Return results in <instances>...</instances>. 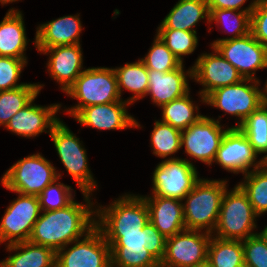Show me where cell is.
<instances>
[{
	"label": "cell",
	"mask_w": 267,
	"mask_h": 267,
	"mask_svg": "<svg viewBox=\"0 0 267 267\" xmlns=\"http://www.w3.org/2000/svg\"><path fill=\"white\" fill-rule=\"evenodd\" d=\"M22 11L11 8L0 22V57L27 59L28 42Z\"/></svg>",
	"instance_id": "cell-23"
},
{
	"label": "cell",
	"mask_w": 267,
	"mask_h": 267,
	"mask_svg": "<svg viewBox=\"0 0 267 267\" xmlns=\"http://www.w3.org/2000/svg\"><path fill=\"white\" fill-rule=\"evenodd\" d=\"M120 96L122 91L132 92V96L127 99L131 105L142 99L148 92V69L141 59L133 63H125L124 66L113 68Z\"/></svg>",
	"instance_id": "cell-27"
},
{
	"label": "cell",
	"mask_w": 267,
	"mask_h": 267,
	"mask_svg": "<svg viewBox=\"0 0 267 267\" xmlns=\"http://www.w3.org/2000/svg\"><path fill=\"white\" fill-rule=\"evenodd\" d=\"M247 0H207L209 9H231L237 11H246L252 13L253 9L256 7L258 0H252V2L246 8H242V5Z\"/></svg>",
	"instance_id": "cell-42"
},
{
	"label": "cell",
	"mask_w": 267,
	"mask_h": 267,
	"mask_svg": "<svg viewBox=\"0 0 267 267\" xmlns=\"http://www.w3.org/2000/svg\"><path fill=\"white\" fill-rule=\"evenodd\" d=\"M58 181L59 178L48 185L43 192L37 196L41 211L65 208L75 199V194H72L74 189Z\"/></svg>",
	"instance_id": "cell-38"
},
{
	"label": "cell",
	"mask_w": 267,
	"mask_h": 267,
	"mask_svg": "<svg viewBox=\"0 0 267 267\" xmlns=\"http://www.w3.org/2000/svg\"><path fill=\"white\" fill-rule=\"evenodd\" d=\"M209 24L215 22L216 25L226 28L233 36L220 38L213 42H224L229 39H236L250 33L251 14L246 11L231 9H209Z\"/></svg>",
	"instance_id": "cell-32"
},
{
	"label": "cell",
	"mask_w": 267,
	"mask_h": 267,
	"mask_svg": "<svg viewBox=\"0 0 267 267\" xmlns=\"http://www.w3.org/2000/svg\"><path fill=\"white\" fill-rule=\"evenodd\" d=\"M257 157L246 135L238 127H230L222 138L213 162L228 172L245 175L251 167L254 170L265 164L262 158L257 161Z\"/></svg>",
	"instance_id": "cell-16"
},
{
	"label": "cell",
	"mask_w": 267,
	"mask_h": 267,
	"mask_svg": "<svg viewBox=\"0 0 267 267\" xmlns=\"http://www.w3.org/2000/svg\"><path fill=\"white\" fill-rule=\"evenodd\" d=\"M44 85L27 83L24 86L0 91V126L6 127L10 119L38 94Z\"/></svg>",
	"instance_id": "cell-28"
},
{
	"label": "cell",
	"mask_w": 267,
	"mask_h": 267,
	"mask_svg": "<svg viewBox=\"0 0 267 267\" xmlns=\"http://www.w3.org/2000/svg\"><path fill=\"white\" fill-rule=\"evenodd\" d=\"M257 154L267 161V105L262 104L239 127Z\"/></svg>",
	"instance_id": "cell-33"
},
{
	"label": "cell",
	"mask_w": 267,
	"mask_h": 267,
	"mask_svg": "<svg viewBox=\"0 0 267 267\" xmlns=\"http://www.w3.org/2000/svg\"><path fill=\"white\" fill-rule=\"evenodd\" d=\"M65 93L78 100V104L66 108L71 117L84 107L122 101L114 69L108 67L85 69Z\"/></svg>",
	"instance_id": "cell-4"
},
{
	"label": "cell",
	"mask_w": 267,
	"mask_h": 267,
	"mask_svg": "<svg viewBox=\"0 0 267 267\" xmlns=\"http://www.w3.org/2000/svg\"><path fill=\"white\" fill-rule=\"evenodd\" d=\"M247 195L254 212L261 216L267 212V165L261 168L250 169L244 175V181L237 184Z\"/></svg>",
	"instance_id": "cell-31"
},
{
	"label": "cell",
	"mask_w": 267,
	"mask_h": 267,
	"mask_svg": "<svg viewBox=\"0 0 267 267\" xmlns=\"http://www.w3.org/2000/svg\"><path fill=\"white\" fill-rule=\"evenodd\" d=\"M145 199L149 221L165 237L185 230L183 201L160 196H143Z\"/></svg>",
	"instance_id": "cell-22"
},
{
	"label": "cell",
	"mask_w": 267,
	"mask_h": 267,
	"mask_svg": "<svg viewBox=\"0 0 267 267\" xmlns=\"http://www.w3.org/2000/svg\"><path fill=\"white\" fill-rule=\"evenodd\" d=\"M195 267H211L207 262L201 265H197Z\"/></svg>",
	"instance_id": "cell-46"
},
{
	"label": "cell",
	"mask_w": 267,
	"mask_h": 267,
	"mask_svg": "<svg viewBox=\"0 0 267 267\" xmlns=\"http://www.w3.org/2000/svg\"><path fill=\"white\" fill-rule=\"evenodd\" d=\"M59 158L68 174L78 185L82 193H89L97 189V182L88 166V157L82 141L59 120L49 134Z\"/></svg>",
	"instance_id": "cell-7"
},
{
	"label": "cell",
	"mask_w": 267,
	"mask_h": 267,
	"mask_svg": "<svg viewBox=\"0 0 267 267\" xmlns=\"http://www.w3.org/2000/svg\"><path fill=\"white\" fill-rule=\"evenodd\" d=\"M207 263L211 267H241L244 263L243 241L211 236Z\"/></svg>",
	"instance_id": "cell-29"
},
{
	"label": "cell",
	"mask_w": 267,
	"mask_h": 267,
	"mask_svg": "<svg viewBox=\"0 0 267 267\" xmlns=\"http://www.w3.org/2000/svg\"><path fill=\"white\" fill-rule=\"evenodd\" d=\"M73 243L56 252V267H111L110 246L96 226Z\"/></svg>",
	"instance_id": "cell-12"
},
{
	"label": "cell",
	"mask_w": 267,
	"mask_h": 267,
	"mask_svg": "<svg viewBox=\"0 0 267 267\" xmlns=\"http://www.w3.org/2000/svg\"><path fill=\"white\" fill-rule=\"evenodd\" d=\"M141 60L147 69L160 72L172 71L182 64L157 34L148 53Z\"/></svg>",
	"instance_id": "cell-37"
},
{
	"label": "cell",
	"mask_w": 267,
	"mask_h": 267,
	"mask_svg": "<svg viewBox=\"0 0 267 267\" xmlns=\"http://www.w3.org/2000/svg\"><path fill=\"white\" fill-rule=\"evenodd\" d=\"M226 180L201 178L183 199L184 224L188 230L213 234L220 213ZM206 229V230H205Z\"/></svg>",
	"instance_id": "cell-2"
},
{
	"label": "cell",
	"mask_w": 267,
	"mask_h": 267,
	"mask_svg": "<svg viewBox=\"0 0 267 267\" xmlns=\"http://www.w3.org/2000/svg\"><path fill=\"white\" fill-rule=\"evenodd\" d=\"M36 98L37 96L10 119L6 130L24 138L36 137L43 132L51 133L54 125L60 120L56 114L60 112L61 104L36 105Z\"/></svg>",
	"instance_id": "cell-18"
},
{
	"label": "cell",
	"mask_w": 267,
	"mask_h": 267,
	"mask_svg": "<svg viewBox=\"0 0 267 267\" xmlns=\"http://www.w3.org/2000/svg\"><path fill=\"white\" fill-rule=\"evenodd\" d=\"M258 234L267 242V226Z\"/></svg>",
	"instance_id": "cell-44"
},
{
	"label": "cell",
	"mask_w": 267,
	"mask_h": 267,
	"mask_svg": "<svg viewBox=\"0 0 267 267\" xmlns=\"http://www.w3.org/2000/svg\"><path fill=\"white\" fill-rule=\"evenodd\" d=\"M211 49L212 53H202L192 66V80L203 87L199 91L202 103H205V97L216 88L233 85L243 79L215 47L211 46Z\"/></svg>",
	"instance_id": "cell-15"
},
{
	"label": "cell",
	"mask_w": 267,
	"mask_h": 267,
	"mask_svg": "<svg viewBox=\"0 0 267 267\" xmlns=\"http://www.w3.org/2000/svg\"><path fill=\"white\" fill-rule=\"evenodd\" d=\"M157 35L181 63H183V57L192 54L198 45V37L195 32L178 29H158Z\"/></svg>",
	"instance_id": "cell-36"
},
{
	"label": "cell",
	"mask_w": 267,
	"mask_h": 267,
	"mask_svg": "<svg viewBox=\"0 0 267 267\" xmlns=\"http://www.w3.org/2000/svg\"><path fill=\"white\" fill-rule=\"evenodd\" d=\"M212 234L185 229L166 238L161 267H195L207 262L208 246Z\"/></svg>",
	"instance_id": "cell-11"
},
{
	"label": "cell",
	"mask_w": 267,
	"mask_h": 267,
	"mask_svg": "<svg viewBox=\"0 0 267 267\" xmlns=\"http://www.w3.org/2000/svg\"><path fill=\"white\" fill-rule=\"evenodd\" d=\"M16 1H20V0H0V3L2 5H7L8 3H13V2H16Z\"/></svg>",
	"instance_id": "cell-45"
},
{
	"label": "cell",
	"mask_w": 267,
	"mask_h": 267,
	"mask_svg": "<svg viewBox=\"0 0 267 267\" xmlns=\"http://www.w3.org/2000/svg\"><path fill=\"white\" fill-rule=\"evenodd\" d=\"M230 127L224 129L219 119L201 117L197 122L181 131V148L191 158L206 165L213 164L222 138Z\"/></svg>",
	"instance_id": "cell-13"
},
{
	"label": "cell",
	"mask_w": 267,
	"mask_h": 267,
	"mask_svg": "<svg viewBox=\"0 0 267 267\" xmlns=\"http://www.w3.org/2000/svg\"><path fill=\"white\" fill-rule=\"evenodd\" d=\"M264 86L265 87L261 89V100L264 105H267V80Z\"/></svg>",
	"instance_id": "cell-43"
},
{
	"label": "cell",
	"mask_w": 267,
	"mask_h": 267,
	"mask_svg": "<svg viewBox=\"0 0 267 267\" xmlns=\"http://www.w3.org/2000/svg\"><path fill=\"white\" fill-rule=\"evenodd\" d=\"M260 80L242 79L239 83L216 88L205 97V104L238 118L239 127L263 103Z\"/></svg>",
	"instance_id": "cell-8"
},
{
	"label": "cell",
	"mask_w": 267,
	"mask_h": 267,
	"mask_svg": "<svg viewBox=\"0 0 267 267\" xmlns=\"http://www.w3.org/2000/svg\"><path fill=\"white\" fill-rule=\"evenodd\" d=\"M41 212L36 195L18 193V197L11 201L0 221V244L29 241Z\"/></svg>",
	"instance_id": "cell-10"
},
{
	"label": "cell",
	"mask_w": 267,
	"mask_h": 267,
	"mask_svg": "<svg viewBox=\"0 0 267 267\" xmlns=\"http://www.w3.org/2000/svg\"><path fill=\"white\" fill-rule=\"evenodd\" d=\"M200 179L193 162L185 158L168 157L153 172L151 196L183 201Z\"/></svg>",
	"instance_id": "cell-9"
},
{
	"label": "cell",
	"mask_w": 267,
	"mask_h": 267,
	"mask_svg": "<svg viewBox=\"0 0 267 267\" xmlns=\"http://www.w3.org/2000/svg\"><path fill=\"white\" fill-rule=\"evenodd\" d=\"M192 79V67L185 72L184 64L169 72H160L148 69V92L153 104L161 107L185 96L190 92L189 80Z\"/></svg>",
	"instance_id": "cell-20"
},
{
	"label": "cell",
	"mask_w": 267,
	"mask_h": 267,
	"mask_svg": "<svg viewBox=\"0 0 267 267\" xmlns=\"http://www.w3.org/2000/svg\"><path fill=\"white\" fill-rule=\"evenodd\" d=\"M251 34L267 47V0H258L251 13Z\"/></svg>",
	"instance_id": "cell-41"
},
{
	"label": "cell",
	"mask_w": 267,
	"mask_h": 267,
	"mask_svg": "<svg viewBox=\"0 0 267 267\" xmlns=\"http://www.w3.org/2000/svg\"><path fill=\"white\" fill-rule=\"evenodd\" d=\"M82 194L85 204L73 200L65 208L43 211L34 224L29 241L57 252L91 231L96 224V210L91 202L92 194Z\"/></svg>",
	"instance_id": "cell-1"
},
{
	"label": "cell",
	"mask_w": 267,
	"mask_h": 267,
	"mask_svg": "<svg viewBox=\"0 0 267 267\" xmlns=\"http://www.w3.org/2000/svg\"><path fill=\"white\" fill-rule=\"evenodd\" d=\"M79 15H67L39 25L33 41L36 50L41 54L46 48L80 44L82 24Z\"/></svg>",
	"instance_id": "cell-21"
},
{
	"label": "cell",
	"mask_w": 267,
	"mask_h": 267,
	"mask_svg": "<svg viewBox=\"0 0 267 267\" xmlns=\"http://www.w3.org/2000/svg\"><path fill=\"white\" fill-rule=\"evenodd\" d=\"M211 46L237 69L243 79L259 80L255 78L257 69L267 68V47L251 32L236 39L213 42Z\"/></svg>",
	"instance_id": "cell-14"
},
{
	"label": "cell",
	"mask_w": 267,
	"mask_h": 267,
	"mask_svg": "<svg viewBox=\"0 0 267 267\" xmlns=\"http://www.w3.org/2000/svg\"><path fill=\"white\" fill-rule=\"evenodd\" d=\"M161 109L162 120L160 121L181 131L204 116L199 114V107L191 100L190 92L181 98L163 104Z\"/></svg>",
	"instance_id": "cell-30"
},
{
	"label": "cell",
	"mask_w": 267,
	"mask_h": 267,
	"mask_svg": "<svg viewBox=\"0 0 267 267\" xmlns=\"http://www.w3.org/2000/svg\"><path fill=\"white\" fill-rule=\"evenodd\" d=\"M243 251L247 267H267V242L259 234L243 240Z\"/></svg>",
	"instance_id": "cell-40"
},
{
	"label": "cell",
	"mask_w": 267,
	"mask_h": 267,
	"mask_svg": "<svg viewBox=\"0 0 267 267\" xmlns=\"http://www.w3.org/2000/svg\"><path fill=\"white\" fill-rule=\"evenodd\" d=\"M27 62V59L0 57V91L15 89L27 84L17 83Z\"/></svg>",
	"instance_id": "cell-39"
},
{
	"label": "cell",
	"mask_w": 267,
	"mask_h": 267,
	"mask_svg": "<svg viewBox=\"0 0 267 267\" xmlns=\"http://www.w3.org/2000/svg\"><path fill=\"white\" fill-rule=\"evenodd\" d=\"M150 141L153 154L163 159L167 158L181 149V130L157 120Z\"/></svg>",
	"instance_id": "cell-34"
},
{
	"label": "cell",
	"mask_w": 267,
	"mask_h": 267,
	"mask_svg": "<svg viewBox=\"0 0 267 267\" xmlns=\"http://www.w3.org/2000/svg\"><path fill=\"white\" fill-rule=\"evenodd\" d=\"M80 44L59 45L44 49L41 53L48 55L47 71L51 78L65 92L85 70Z\"/></svg>",
	"instance_id": "cell-19"
},
{
	"label": "cell",
	"mask_w": 267,
	"mask_h": 267,
	"mask_svg": "<svg viewBox=\"0 0 267 267\" xmlns=\"http://www.w3.org/2000/svg\"><path fill=\"white\" fill-rule=\"evenodd\" d=\"M127 100L81 108L73 117L80 125L98 130H123L141 125L126 109Z\"/></svg>",
	"instance_id": "cell-17"
},
{
	"label": "cell",
	"mask_w": 267,
	"mask_h": 267,
	"mask_svg": "<svg viewBox=\"0 0 267 267\" xmlns=\"http://www.w3.org/2000/svg\"><path fill=\"white\" fill-rule=\"evenodd\" d=\"M257 217L247 195L238 185L230 191L227 188L213 236L223 240H246L258 234L253 231L257 228Z\"/></svg>",
	"instance_id": "cell-5"
},
{
	"label": "cell",
	"mask_w": 267,
	"mask_h": 267,
	"mask_svg": "<svg viewBox=\"0 0 267 267\" xmlns=\"http://www.w3.org/2000/svg\"><path fill=\"white\" fill-rule=\"evenodd\" d=\"M209 15L207 0H179L157 29H178L197 33L194 27L201 19H206L209 24Z\"/></svg>",
	"instance_id": "cell-24"
},
{
	"label": "cell",
	"mask_w": 267,
	"mask_h": 267,
	"mask_svg": "<svg viewBox=\"0 0 267 267\" xmlns=\"http://www.w3.org/2000/svg\"><path fill=\"white\" fill-rule=\"evenodd\" d=\"M110 250L111 267H161L145 247L110 246Z\"/></svg>",
	"instance_id": "cell-35"
},
{
	"label": "cell",
	"mask_w": 267,
	"mask_h": 267,
	"mask_svg": "<svg viewBox=\"0 0 267 267\" xmlns=\"http://www.w3.org/2000/svg\"><path fill=\"white\" fill-rule=\"evenodd\" d=\"M102 235L109 246L145 247L160 263L165 254L166 238L150 221L139 233Z\"/></svg>",
	"instance_id": "cell-26"
},
{
	"label": "cell",
	"mask_w": 267,
	"mask_h": 267,
	"mask_svg": "<svg viewBox=\"0 0 267 267\" xmlns=\"http://www.w3.org/2000/svg\"><path fill=\"white\" fill-rule=\"evenodd\" d=\"M61 176L49 160L36 153L14 163L2 176L1 184L17 194L38 196Z\"/></svg>",
	"instance_id": "cell-6"
},
{
	"label": "cell",
	"mask_w": 267,
	"mask_h": 267,
	"mask_svg": "<svg viewBox=\"0 0 267 267\" xmlns=\"http://www.w3.org/2000/svg\"><path fill=\"white\" fill-rule=\"evenodd\" d=\"M96 208L95 226L102 234L139 233L149 222V212L142 195L124 194L104 208Z\"/></svg>",
	"instance_id": "cell-3"
},
{
	"label": "cell",
	"mask_w": 267,
	"mask_h": 267,
	"mask_svg": "<svg viewBox=\"0 0 267 267\" xmlns=\"http://www.w3.org/2000/svg\"><path fill=\"white\" fill-rule=\"evenodd\" d=\"M14 255L0 261V267H56V252L49 247L30 241L6 245Z\"/></svg>",
	"instance_id": "cell-25"
}]
</instances>
